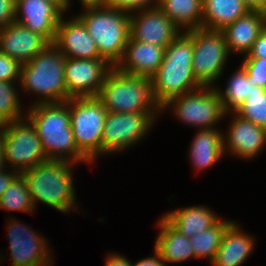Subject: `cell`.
Instances as JSON below:
<instances>
[{
    "label": "cell",
    "mask_w": 266,
    "mask_h": 266,
    "mask_svg": "<svg viewBox=\"0 0 266 266\" xmlns=\"http://www.w3.org/2000/svg\"><path fill=\"white\" fill-rule=\"evenodd\" d=\"M48 159L91 163L76 147L70 125L69 100L34 103L27 111Z\"/></svg>",
    "instance_id": "6da1fadb"
},
{
    "label": "cell",
    "mask_w": 266,
    "mask_h": 266,
    "mask_svg": "<svg viewBox=\"0 0 266 266\" xmlns=\"http://www.w3.org/2000/svg\"><path fill=\"white\" fill-rule=\"evenodd\" d=\"M96 97L107 112H152L157 117L163 111L151 78L124 73L115 67L107 74Z\"/></svg>",
    "instance_id": "7a4b0ae2"
},
{
    "label": "cell",
    "mask_w": 266,
    "mask_h": 266,
    "mask_svg": "<svg viewBox=\"0 0 266 266\" xmlns=\"http://www.w3.org/2000/svg\"><path fill=\"white\" fill-rule=\"evenodd\" d=\"M192 56L193 38L186 31L165 48L164 59L151 77L155 96L162 106L176 96L202 87L193 73Z\"/></svg>",
    "instance_id": "3957f363"
},
{
    "label": "cell",
    "mask_w": 266,
    "mask_h": 266,
    "mask_svg": "<svg viewBox=\"0 0 266 266\" xmlns=\"http://www.w3.org/2000/svg\"><path fill=\"white\" fill-rule=\"evenodd\" d=\"M71 165L69 161L48 159L21 173L34 207L38 201L62 213L77 207Z\"/></svg>",
    "instance_id": "277c9868"
},
{
    "label": "cell",
    "mask_w": 266,
    "mask_h": 266,
    "mask_svg": "<svg viewBox=\"0 0 266 266\" xmlns=\"http://www.w3.org/2000/svg\"><path fill=\"white\" fill-rule=\"evenodd\" d=\"M65 55L53 44H48L29 62L21 65L19 85L22 91L37 93V103L67 101L64 77Z\"/></svg>",
    "instance_id": "5b68a950"
},
{
    "label": "cell",
    "mask_w": 266,
    "mask_h": 266,
    "mask_svg": "<svg viewBox=\"0 0 266 266\" xmlns=\"http://www.w3.org/2000/svg\"><path fill=\"white\" fill-rule=\"evenodd\" d=\"M78 17L96 42L100 56L115 67L130 37L129 13L105 7L84 9Z\"/></svg>",
    "instance_id": "8992f818"
},
{
    "label": "cell",
    "mask_w": 266,
    "mask_h": 266,
    "mask_svg": "<svg viewBox=\"0 0 266 266\" xmlns=\"http://www.w3.org/2000/svg\"><path fill=\"white\" fill-rule=\"evenodd\" d=\"M70 125L78 150L93 163L101 155V139L107 110L95 97L69 99Z\"/></svg>",
    "instance_id": "52a82bcc"
},
{
    "label": "cell",
    "mask_w": 266,
    "mask_h": 266,
    "mask_svg": "<svg viewBox=\"0 0 266 266\" xmlns=\"http://www.w3.org/2000/svg\"><path fill=\"white\" fill-rule=\"evenodd\" d=\"M174 109L175 116L190 126H198L200 129L213 128L226 112L220 99L219 92L214 86H202L196 90L176 96L168 100L162 109Z\"/></svg>",
    "instance_id": "ba28073f"
},
{
    "label": "cell",
    "mask_w": 266,
    "mask_h": 266,
    "mask_svg": "<svg viewBox=\"0 0 266 266\" xmlns=\"http://www.w3.org/2000/svg\"><path fill=\"white\" fill-rule=\"evenodd\" d=\"M193 38L192 69L202 86L214 85L230 54L222 31L198 28L186 31Z\"/></svg>",
    "instance_id": "9c48e42d"
},
{
    "label": "cell",
    "mask_w": 266,
    "mask_h": 266,
    "mask_svg": "<svg viewBox=\"0 0 266 266\" xmlns=\"http://www.w3.org/2000/svg\"><path fill=\"white\" fill-rule=\"evenodd\" d=\"M22 117L5 123L3 129L5 164L19 174L48 160L34 125Z\"/></svg>",
    "instance_id": "30bf717a"
},
{
    "label": "cell",
    "mask_w": 266,
    "mask_h": 266,
    "mask_svg": "<svg viewBox=\"0 0 266 266\" xmlns=\"http://www.w3.org/2000/svg\"><path fill=\"white\" fill-rule=\"evenodd\" d=\"M155 118L152 112H107L101 139V155L121 152L142 140Z\"/></svg>",
    "instance_id": "8fae6325"
},
{
    "label": "cell",
    "mask_w": 266,
    "mask_h": 266,
    "mask_svg": "<svg viewBox=\"0 0 266 266\" xmlns=\"http://www.w3.org/2000/svg\"><path fill=\"white\" fill-rule=\"evenodd\" d=\"M113 66L105 59L66 58L64 77L67 100L98 95Z\"/></svg>",
    "instance_id": "7c38bea8"
},
{
    "label": "cell",
    "mask_w": 266,
    "mask_h": 266,
    "mask_svg": "<svg viewBox=\"0 0 266 266\" xmlns=\"http://www.w3.org/2000/svg\"><path fill=\"white\" fill-rule=\"evenodd\" d=\"M9 221L6 229L12 266H50L52 251L48 250V241L21 222L13 218Z\"/></svg>",
    "instance_id": "4fadbf2b"
},
{
    "label": "cell",
    "mask_w": 266,
    "mask_h": 266,
    "mask_svg": "<svg viewBox=\"0 0 266 266\" xmlns=\"http://www.w3.org/2000/svg\"><path fill=\"white\" fill-rule=\"evenodd\" d=\"M129 20L131 39L163 48L183 32L158 6L130 13Z\"/></svg>",
    "instance_id": "5bb4252c"
},
{
    "label": "cell",
    "mask_w": 266,
    "mask_h": 266,
    "mask_svg": "<svg viewBox=\"0 0 266 266\" xmlns=\"http://www.w3.org/2000/svg\"><path fill=\"white\" fill-rule=\"evenodd\" d=\"M61 16L53 44L65 55L74 59H103L83 21L74 16L69 21Z\"/></svg>",
    "instance_id": "9a60e30c"
},
{
    "label": "cell",
    "mask_w": 266,
    "mask_h": 266,
    "mask_svg": "<svg viewBox=\"0 0 266 266\" xmlns=\"http://www.w3.org/2000/svg\"><path fill=\"white\" fill-rule=\"evenodd\" d=\"M62 14L51 1L16 0L15 22L44 36L50 43L55 39Z\"/></svg>",
    "instance_id": "2e32d148"
},
{
    "label": "cell",
    "mask_w": 266,
    "mask_h": 266,
    "mask_svg": "<svg viewBox=\"0 0 266 266\" xmlns=\"http://www.w3.org/2000/svg\"><path fill=\"white\" fill-rule=\"evenodd\" d=\"M231 115L234 117L230 121L227 136L226 138L223 136L224 153L226 151L231 152V154L243 159L254 158L265 147L266 128L255 125L234 112H231Z\"/></svg>",
    "instance_id": "e0dca14e"
},
{
    "label": "cell",
    "mask_w": 266,
    "mask_h": 266,
    "mask_svg": "<svg viewBox=\"0 0 266 266\" xmlns=\"http://www.w3.org/2000/svg\"><path fill=\"white\" fill-rule=\"evenodd\" d=\"M48 44L50 42L44 36L17 22L0 29V51L21 65L29 62Z\"/></svg>",
    "instance_id": "ac0fdd59"
},
{
    "label": "cell",
    "mask_w": 266,
    "mask_h": 266,
    "mask_svg": "<svg viewBox=\"0 0 266 266\" xmlns=\"http://www.w3.org/2000/svg\"><path fill=\"white\" fill-rule=\"evenodd\" d=\"M165 48L129 37L121 60L115 68L121 72L151 78L159 69Z\"/></svg>",
    "instance_id": "d6986e66"
},
{
    "label": "cell",
    "mask_w": 266,
    "mask_h": 266,
    "mask_svg": "<svg viewBox=\"0 0 266 266\" xmlns=\"http://www.w3.org/2000/svg\"><path fill=\"white\" fill-rule=\"evenodd\" d=\"M265 26L266 12L260 10H250L226 26L221 31L224 34L229 52L246 55Z\"/></svg>",
    "instance_id": "ffe728a7"
},
{
    "label": "cell",
    "mask_w": 266,
    "mask_h": 266,
    "mask_svg": "<svg viewBox=\"0 0 266 266\" xmlns=\"http://www.w3.org/2000/svg\"><path fill=\"white\" fill-rule=\"evenodd\" d=\"M239 228V224L233 221L227 226L221 244L210 263L212 266H240L252 253L255 239Z\"/></svg>",
    "instance_id": "44dd1931"
},
{
    "label": "cell",
    "mask_w": 266,
    "mask_h": 266,
    "mask_svg": "<svg viewBox=\"0 0 266 266\" xmlns=\"http://www.w3.org/2000/svg\"><path fill=\"white\" fill-rule=\"evenodd\" d=\"M159 227L154 250L160 254L165 263H180L194 258L188 237L176 230L163 216L159 221Z\"/></svg>",
    "instance_id": "7402d4cb"
},
{
    "label": "cell",
    "mask_w": 266,
    "mask_h": 266,
    "mask_svg": "<svg viewBox=\"0 0 266 266\" xmlns=\"http://www.w3.org/2000/svg\"><path fill=\"white\" fill-rule=\"evenodd\" d=\"M163 217L188 238L214 226L221 219L210 208L202 205L170 211Z\"/></svg>",
    "instance_id": "603a6c76"
},
{
    "label": "cell",
    "mask_w": 266,
    "mask_h": 266,
    "mask_svg": "<svg viewBox=\"0 0 266 266\" xmlns=\"http://www.w3.org/2000/svg\"><path fill=\"white\" fill-rule=\"evenodd\" d=\"M223 134L215 127L199 129L192 141L189 156L196 170H206L223 157Z\"/></svg>",
    "instance_id": "cb8c5ba5"
},
{
    "label": "cell",
    "mask_w": 266,
    "mask_h": 266,
    "mask_svg": "<svg viewBox=\"0 0 266 266\" xmlns=\"http://www.w3.org/2000/svg\"><path fill=\"white\" fill-rule=\"evenodd\" d=\"M201 28L221 31L251 9L243 0H202Z\"/></svg>",
    "instance_id": "d4e9b609"
},
{
    "label": "cell",
    "mask_w": 266,
    "mask_h": 266,
    "mask_svg": "<svg viewBox=\"0 0 266 266\" xmlns=\"http://www.w3.org/2000/svg\"><path fill=\"white\" fill-rule=\"evenodd\" d=\"M202 5V0H159L158 2V7L181 31L201 28Z\"/></svg>",
    "instance_id": "484cf974"
},
{
    "label": "cell",
    "mask_w": 266,
    "mask_h": 266,
    "mask_svg": "<svg viewBox=\"0 0 266 266\" xmlns=\"http://www.w3.org/2000/svg\"><path fill=\"white\" fill-rule=\"evenodd\" d=\"M231 222L232 220L220 219L214 226L189 238L194 258L201 259L202 257L203 259L204 257L211 263L221 244L222 236Z\"/></svg>",
    "instance_id": "4316f807"
},
{
    "label": "cell",
    "mask_w": 266,
    "mask_h": 266,
    "mask_svg": "<svg viewBox=\"0 0 266 266\" xmlns=\"http://www.w3.org/2000/svg\"><path fill=\"white\" fill-rule=\"evenodd\" d=\"M224 92L217 87L220 99L226 112H234L242 104L253 90L248 80V73L241 65L240 68L229 78Z\"/></svg>",
    "instance_id": "83f0119b"
},
{
    "label": "cell",
    "mask_w": 266,
    "mask_h": 266,
    "mask_svg": "<svg viewBox=\"0 0 266 266\" xmlns=\"http://www.w3.org/2000/svg\"><path fill=\"white\" fill-rule=\"evenodd\" d=\"M0 209L33 213L34 204L25 179L19 174L0 197Z\"/></svg>",
    "instance_id": "f1b7e54d"
},
{
    "label": "cell",
    "mask_w": 266,
    "mask_h": 266,
    "mask_svg": "<svg viewBox=\"0 0 266 266\" xmlns=\"http://www.w3.org/2000/svg\"><path fill=\"white\" fill-rule=\"evenodd\" d=\"M234 113L255 125L266 128V89L254 86L250 96Z\"/></svg>",
    "instance_id": "f546056e"
},
{
    "label": "cell",
    "mask_w": 266,
    "mask_h": 266,
    "mask_svg": "<svg viewBox=\"0 0 266 266\" xmlns=\"http://www.w3.org/2000/svg\"><path fill=\"white\" fill-rule=\"evenodd\" d=\"M14 86V83L0 81V118L5 123L20 120L23 115L18 91Z\"/></svg>",
    "instance_id": "4dcf8cb0"
},
{
    "label": "cell",
    "mask_w": 266,
    "mask_h": 266,
    "mask_svg": "<svg viewBox=\"0 0 266 266\" xmlns=\"http://www.w3.org/2000/svg\"><path fill=\"white\" fill-rule=\"evenodd\" d=\"M251 85L266 89V59L245 58L242 63Z\"/></svg>",
    "instance_id": "1f68e13d"
},
{
    "label": "cell",
    "mask_w": 266,
    "mask_h": 266,
    "mask_svg": "<svg viewBox=\"0 0 266 266\" xmlns=\"http://www.w3.org/2000/svg\"><path fill=\"white\" fill-rule=\"evenodd\" d=\"M21 64L0 51V81L19 83ZM17 80V81H15Z\"/></svg>",
    "instance_id": "d6a6232c"
},
{
    "label": "cell",
    "mask_w": 266,
    "mask_h": 266,
    "mask_svg": "<svg viewBox=\"0 0 266 266\" xmlns=\"http://www.w3.org/2000/svg\"><path fill=\"white\" fill-rule=\"evenodd\" d=\"M158 2L159 0H108L107 7L119 9L130 14L135 11L157 7Z\"/></svg>",
    "instance_id": "836d02e7"
},
{
    "label": "cell",
    "mask_w": 266,
    "mask_h": 266,
    "mask_svg": "<svg viewBox=\"0 0 266 266\" xmlns=\"http://www.w3.org/2000/svg\"><path fill=\"white\" fill-rule=\"evenodd\" d=\"M16 0H0V29L15 22Z\"/></svg>",
    "instance_id": "e575fe53"
},
{
    "label": "cell",
    "mask_w": 266,
    "mask_h": 266,
    "mask_svg": "<svg viewBox=\"0 0 266 266\" xmlns=\"http://www.w3.org/2000/svg\"><path fill=\"white\" fill-rule=\"evenodd\" d=\"M244 58H265L266 59V26L259 33L250 51L245 55Z\"/></svg>",
    "instance_id": "d590c367"
},
{
    "label": "cell",
    "mask_w": 266,
    "mask_h": 266,
    "mask_svg": "<svg viewBox=\"0 0 266 266\" xmlns=\"http://www.w3.org/2000/svg\"><path fill=\"white\" fill-rule=\"evenodd\" d=\"M18 175L19 173L13 169L8 172L5 167L0 168V197Z\"/></svg>",
    "instance_id": "8d00e7d4"
},
{
    "label": "cell",
    "mask_w": 266,
    "mask_h": 266,
    "mask_svg": "<svg viewBox=\"0 0 266 266\" xmlns=\"http://www.w3.org/2000/svg\"><path fill=\"white\" fill-rule=\"evenodd\" d=\"M154 252L155 256L143 258L134 264L132 263V266H165L166 264L160 254L156 250Z\"/></svg>",
    "instance_id": "74e56055"
},
{
    "label": "cell",
    "mask_w": 266,
    "mask_h": 266,
    "mask_svg": "<svg viewBox=\"0 0 266 266\" xmlns=\"http://www.w3.org/2000/svg\"><path fill=\"white\" fill-rule=\"evenodd\" d=\"M106 266H132V262L125 256H121L116 253H110L106 259Z\"/></svg>",
    "instance_id": "f35d334b"
},
{
    "label": "cell",
    "mask_w": 266,
    "mask_h": 266,
    "mask_svg": "<svg viewBox=\"0 0 266 266\" xmlns=\"http://www.w3.org/2000/svg\"><path fill=\"white\" fill-rule=\"evenodd\" d=\"M81 1L82 6L87 9H94V8H105L107 7L108 0H79ZM70 0H67V8L70 7Z\"/></svg>",
    "instance_id": "ab89813d"
},
{
    "label": "cell",
    "mask_w": 266,
    "mask_h": 266,
    "mask_svg": "<svg viewBox=\"0 0 266 266\" xmlns=\"http://www.w3.org/2000/svg\"><path fill=\"white\" fill-rule=\"evenodd\" d=\"M251 10L266 12V0H243Z\"/></svg>",
    "instance_id": "60d3db41"
},
{
    "label": "cell",
    "mask_w": 266,
    "mask_h": 266,
    "mask_svg": "<svg viewBox=\"0 0 266 266\" xmlns=\"http://www.w3.org/2000/svg\"><path fill=\"white\" fill-rule=\"evenodd\" d=\"M4 160V139H3V131H0V168L6 167Z\"/></svg>",
    "instance_id": "b9f144b4"
},
{
    "label": "cell",
    "mask_w": 266,
    "mask_h": 266,
    "mask_svg": "<svg viewBox=\"0 0 266 266\" xmlns=\"http://www.w3.org/2000/svg\"><path fill=\"white\" fill-rule=\"evenodd\" d=\"M53 2L63 13L66 12V10H69L67 8V0H47Z\"/></svg>",
    "instance_id": "7bdbcfd3"
},
{
    "label": "cell",
    "mask_w": 266,
    "mask_h": 266,
    "mask_svg": "<svg viewBox=\"0 0 266 266\" xmlns=\"http://www.w3.org/2000/svg\"><path fill=\"white\" fill-rule=\"evenodd\" d=\"M5 122L0 118V131H3Z\"/></svg>",
    "instance_id": "ee69618b"
}]
</instances>
